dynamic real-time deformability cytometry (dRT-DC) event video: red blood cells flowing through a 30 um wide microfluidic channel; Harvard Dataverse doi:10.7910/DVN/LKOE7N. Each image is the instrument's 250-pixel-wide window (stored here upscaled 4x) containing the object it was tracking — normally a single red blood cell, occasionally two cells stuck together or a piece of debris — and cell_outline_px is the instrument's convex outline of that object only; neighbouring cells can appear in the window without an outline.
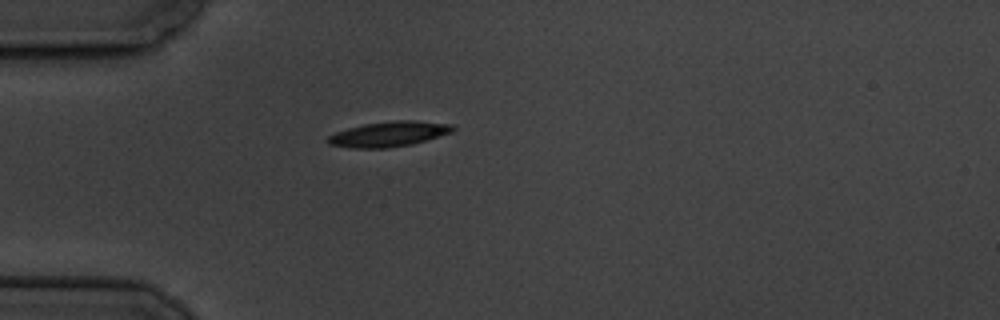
{"species": "common noctule bat (a hibernating species)", "species_latin": "Nyctalus noctula", "temperature_condition": "cold", "stored_images_in_passage": 1, "camera_frame_rate_fps": 3000, "um_per_image_px": 0.085, "animal": {"sex": "male", "body_mass_g": 19.5, "forearm_length_mm": 54.6}, "frame": {"image": 1, "passage_image": 1, "time_ms": 0.0, "image_size_px": [1000, 320], "cell_outline_px": [[456, 128], [452, 132], [412, 144], [388, 148], [352, 148], [328, 144], [324, 140], [328, 136], [336, 132], [348, 128], [364, 124], [396, 120], [416, 120], [452, 124]], "centroid_in_image_um": [33.04, 11.39], "position_along_channel_um": 52.0, "area_um2": 18.38}}